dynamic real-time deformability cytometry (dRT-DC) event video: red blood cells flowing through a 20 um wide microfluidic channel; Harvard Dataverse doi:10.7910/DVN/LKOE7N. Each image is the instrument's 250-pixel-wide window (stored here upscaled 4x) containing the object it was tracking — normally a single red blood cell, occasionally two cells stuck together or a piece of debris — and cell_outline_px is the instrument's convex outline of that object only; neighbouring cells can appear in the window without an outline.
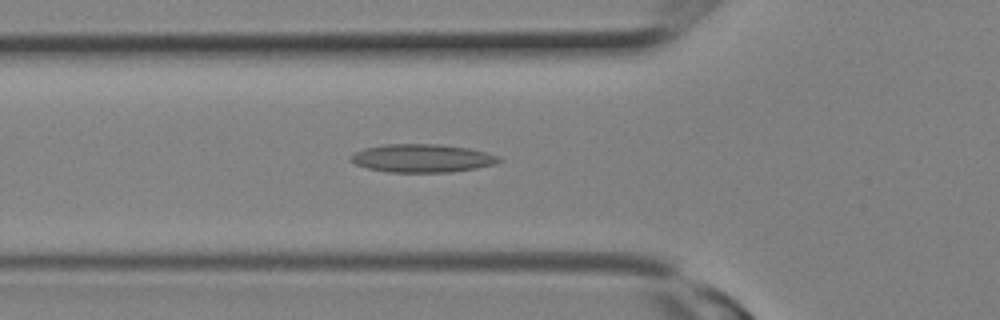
{"species": "Egyptian fruit bat (a non-hibernating species)", "species_latin": "Rousettus aegyptiacus", "temperature_condition": "room temperature", "stored_images_in_passage": 11, "camera_frame_rate_fps": 3000, "um_per_image_px": 0.085, "animal": {"sex": "female"}, "frame": {"image": 1, "passage_image": 8, "time_ms": 2.333, "image_size_px": [1000, 320], "cell_outline_px": [[504, 160], [496, 164], [476, 168], [452, 172], [388, 172], [368, 168], [356, 164], [348, 156], [364, 148], [384, 144], [440, 144], [468, 148], [488, 152], [500, 156]], "centroid_in_image_um": [35.94, 13.44], "position_along_channel_um": 89.9, "area_um2": 24.51}}
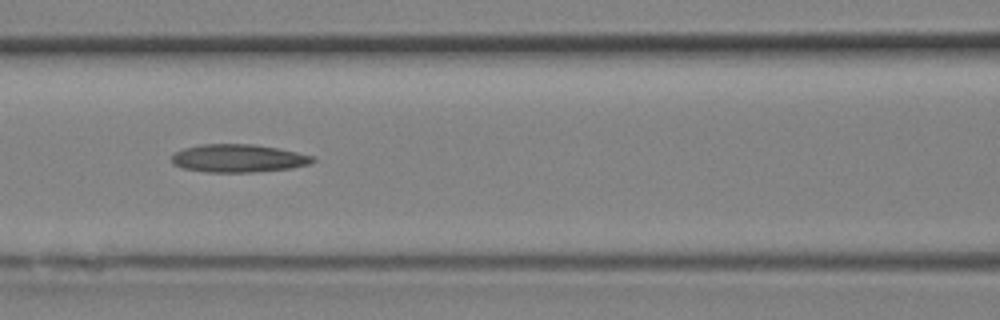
{"frame": {"image": 2, "passage_image": 10, "time_ms": 3.0, "image_size_px": [1000, 320], "cell_outline_px": [[316, 160], [308, 164], [292, 168], [252, 172], [208, 172], [180, 168], [172, 164], [172, 156], [176, 152], [184, 148], [200, 144], [252, 144], [276, 148], [296, 152], [312, 156]], "centroid_in_image_um": [20.21, 13.46], "position_along_channel_um": 146.4, "area_um2": 22.89}}